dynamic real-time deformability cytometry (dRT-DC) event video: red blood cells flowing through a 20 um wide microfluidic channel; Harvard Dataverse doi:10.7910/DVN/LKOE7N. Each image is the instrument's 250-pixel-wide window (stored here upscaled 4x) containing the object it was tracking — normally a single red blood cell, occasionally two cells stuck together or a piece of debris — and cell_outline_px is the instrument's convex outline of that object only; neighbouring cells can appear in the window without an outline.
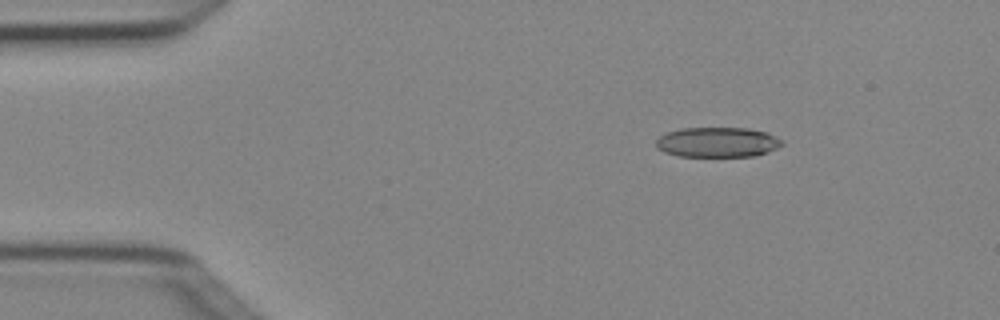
{"species": "Egyptian fruit bat (a non-hibernating species)", "species_latin": "Rousettus aegyptiacus", "temperature_condition": "cold", "stored_images_in_passage": 4, "camera_frame_rate_fps": 3000, "um_per_image_px": 0.085, "animal": {"sex": "female"}, "frame": {"image": 1, "passage_image": 2, "time_ms": 0.333, "image_size_px": [1000, 320], "cell_outline_px": [[784, 144], [768, 152], [756, 156], [676, 156], [664, 152], [656, 148], [656, 140], [660, 136], [668, 132], [680, 128], [748, 128], [768, 132], [784, 140]], "centroid_in_image_um": [61.01, 12.09], "position_along_channel_um": 24.0, "area_um2": 22.25}}
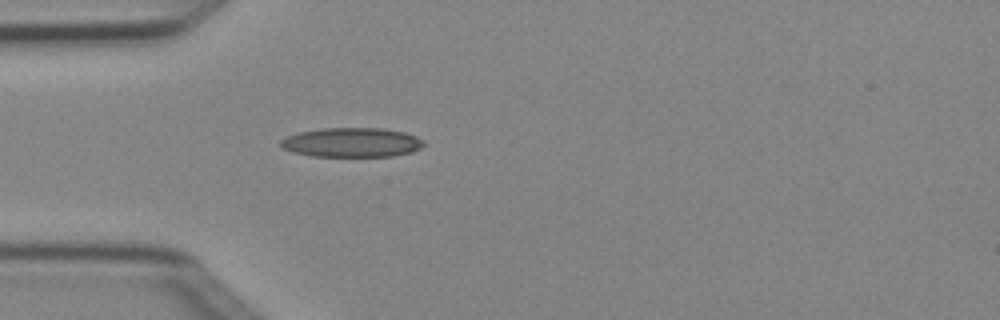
{"frame": {"image": 2, "passage_image": 4, "time_ms": 1.0, "image_size_px": [1000, 320], "cell_outline_px": [[424, 144], [420, 148], [412, 152], [392, 156], [312, 156], [292, 152], [284, 148], [280, 144], [280, 140], [288, 136], [300, 132], [324, 128], [384, 128], [404, 132], [416, 136], [424, 140]], "centroid_in_image_um": [29.93, 12.1], "position_along_channel_um": 55.1, "area_um2": 24.45}}